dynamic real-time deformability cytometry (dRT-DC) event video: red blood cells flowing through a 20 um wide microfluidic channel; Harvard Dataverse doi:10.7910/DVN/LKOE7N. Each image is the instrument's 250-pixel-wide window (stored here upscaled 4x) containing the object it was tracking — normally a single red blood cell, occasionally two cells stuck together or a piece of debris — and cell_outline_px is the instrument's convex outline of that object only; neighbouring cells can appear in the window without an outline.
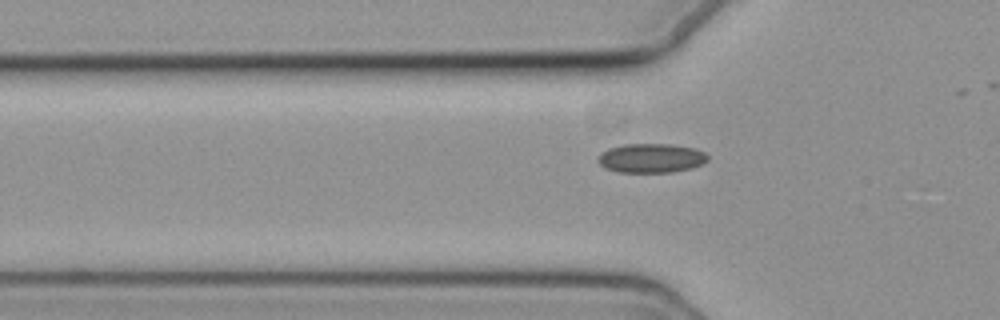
{"species": "common noctule bat (a hibernating species)", "species_latin": "Nyctalus noctula", "temperature_condition": "cold", "stored_images_in_passage": 32, "camera_frame_rate_fps": 3000, "um_per_image_px": 0.085, "animal": {"sex": "female", "body_mass_g": 19.3, "forearm_length_mm": 54.1}, "frame": {"image": 1, "passage_image": 5, "time_ms": 1.333, "image_size_px": [1000, 320], "cell_outline_px": [[708, 160], [692, 168], [672, 172], [620, 172], [604, 168], [596, 160], [600, 152], [608, 148], [624, 144], [672, 144], [696, 148], [704, 152], [708, 156]], "centroid_in_image_um": [55.32, 13.43], "position_along_channel_um": 70.5, "area_um2": 18.84}}
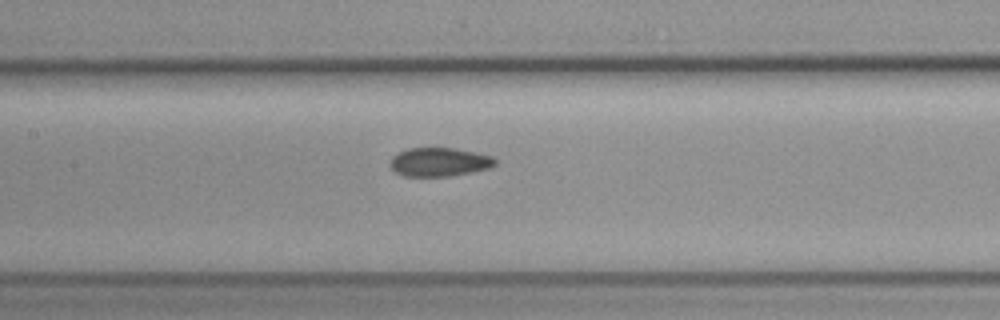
{"frame": {"image": 2, "passage_image": 13, "time_ms": 4.0, "image_size_px": [1000, 320], "cell_outline_px": [[496, 164], [488, 168], [448, 176], [404, 176], [396, 172], [388, 164], [392, 156], [408, 148], [452, 148], [476, 152], [492, 156], [496, 160]], "centroid_in_image_um": [37.31, 13.76], "position_along_channel_um": 170.1, "area_um2": 17.4}}
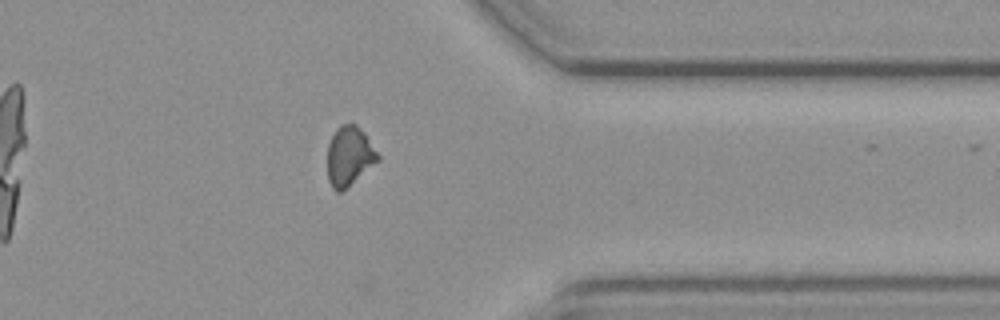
{"frame": {"image": 3, "passage_image": 31, "time_ms": 10.0, "image_size_px": [1000, 320], "cell_outline_px": [[380, 160], [340, 192], [336, 192], [332, 188], [328, 180], [328, 144], [336, 128], [340, 124], [356, 124], [364, 132], [380, 156]], "centroid_in_image_um": [29.69, 13.25], "position_along_channel_um": 381.7, "area_um2": 17.34}}